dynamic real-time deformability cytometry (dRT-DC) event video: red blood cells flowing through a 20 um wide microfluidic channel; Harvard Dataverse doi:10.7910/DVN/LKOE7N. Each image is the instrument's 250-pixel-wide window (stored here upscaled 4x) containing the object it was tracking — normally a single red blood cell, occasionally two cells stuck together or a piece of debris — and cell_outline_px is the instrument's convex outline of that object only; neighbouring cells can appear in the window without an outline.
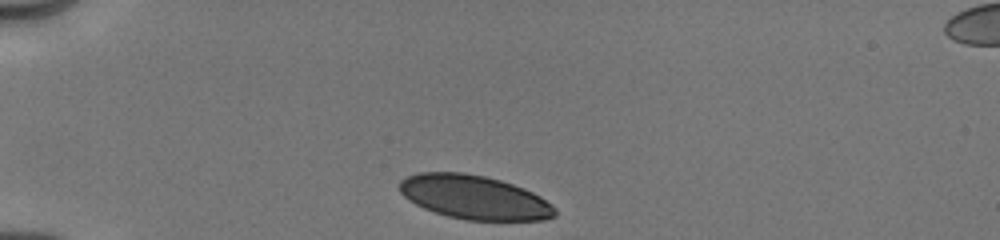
{"species": "human", "species_latin": "Homo sapiens", "temperature_condition": "cold", "stored_images_in_passage": 6, "camera_frame_rate_fps": 3000, "um_per_image_px": 0.085, "donor": {"sex": "male"}, "frame": {"image": 1, "passage_image": 1, "time_ms": 0.0, "image_size_px": [1000, 240], "cell_outline_px": [[556, 216], [544, 220], [464, 220], [448, 216], [424, 208], [408, 200], [400, 192], [400, 180], [404, 176], [420, 172], [464, 172], [484, 176], [500, 180], [524, 188], [540, 196], [552, 204], [556, 208]], "centroid_in_image_um": [40.31, 16.76], "position_along_channel_um": 44.7, "area_um2": 39.88}}
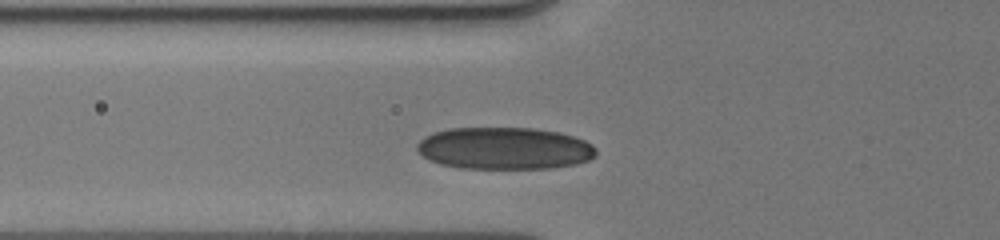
{"frame": {"image": 2, "passage_image": 5, "time_ms": 2.0, "image_size_px": [1000, 240], "cell_outline_px": [[596, 156], [588, 160], [576, 164], [548, 168], [460, 168], [440, 164], [428, 160], [416, 148], [416, 144], [424, 136], [432, 132], [448, 128], [532, 128], [560, 132], [584, 140], [592, 144], [596, 148]], "centroid_in_image_um": [42.86, 12.6], "position_along_channel_um": 82.9, "area_um2": 44.1}}